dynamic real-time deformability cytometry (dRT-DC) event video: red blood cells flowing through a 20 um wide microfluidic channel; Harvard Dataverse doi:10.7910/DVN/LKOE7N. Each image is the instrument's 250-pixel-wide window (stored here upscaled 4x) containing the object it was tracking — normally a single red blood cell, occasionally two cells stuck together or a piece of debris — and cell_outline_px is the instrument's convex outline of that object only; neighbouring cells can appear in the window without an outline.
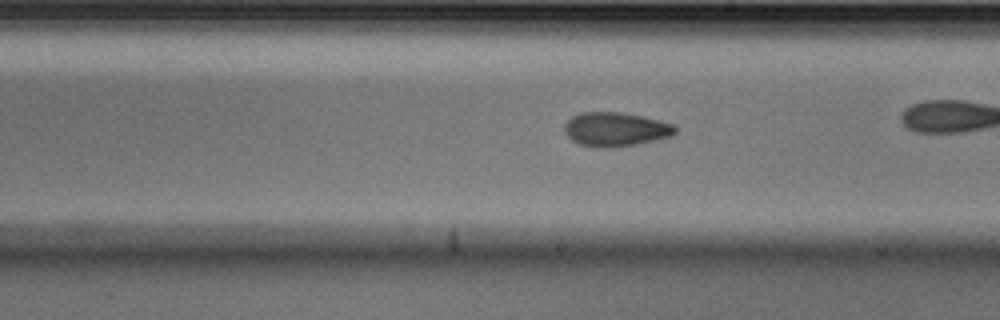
{"species": "Egyptian fruit bat (a non-hibernating species)", "species_latin": "Rousettus aegyptiacus", "temperature_condition": "cold", "stored_images_in_passage": 30, "camera_frame_rate_fps": 3000, "um_per_image_px": 0.085, "animal": {"sex": "male"}, "frame": {"image": 1, "passage_image": 18, "time_ms": 5.667, "image_size_px": [1000, 320], "cell_outline_px": [[676, 132], [672, 136], [636, 144], [608, 148], [596, 148], [580, 144], [572, 140], [564, 132], [564, 124], [572, 116], [580, 112], [620, 112], [660, 120], [672, 124], [676, 128]], "centroid_in_image_um": [52.29, 10.99], "position_along_channel_um": 236.7, "area_um2": 21.96}}